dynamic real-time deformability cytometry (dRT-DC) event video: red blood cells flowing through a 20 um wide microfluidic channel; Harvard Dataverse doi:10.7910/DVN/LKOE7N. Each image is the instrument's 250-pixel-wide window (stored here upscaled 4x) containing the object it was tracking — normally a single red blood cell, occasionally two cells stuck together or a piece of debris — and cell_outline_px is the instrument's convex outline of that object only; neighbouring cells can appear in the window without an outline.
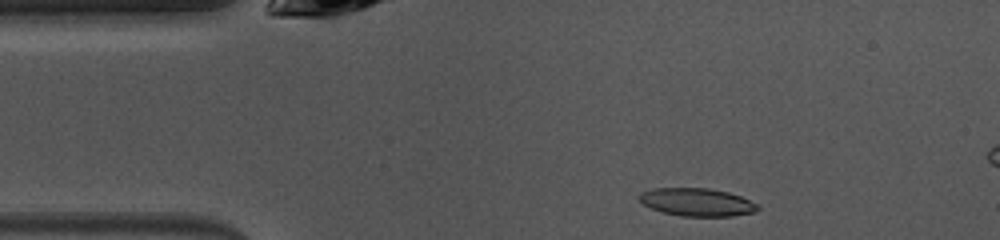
{"species": "common noctule bat (a hibernating species)", "species_latin": "Nyctalus noctula", "temperature_condition": "warm", "stored_images_in_passage": 7, "camera_frame_rate_fps": 3000, "um_per_image_px": 0.085, "animal": {"sex": "female", "body_mass_g": 10.0, "forearm_length_mm": 53.1}, "frame": {"image": 1, "passage_image": 1, "time_ms": 0.0, "image_size_px": [1000, 240], "cell_outline_px": [[760, 208], [756, 212], [732, 216], [680, 216], [660, 212], [644, 204], [636, 196], [640, 192], [652, 188], [708, 188], [728, 192], [740, 196], [756, 204]], "centroid_in_image_um": [59.2, 17.18], "position_along_channel_um": 25.8, "area_um2": 19.36}}